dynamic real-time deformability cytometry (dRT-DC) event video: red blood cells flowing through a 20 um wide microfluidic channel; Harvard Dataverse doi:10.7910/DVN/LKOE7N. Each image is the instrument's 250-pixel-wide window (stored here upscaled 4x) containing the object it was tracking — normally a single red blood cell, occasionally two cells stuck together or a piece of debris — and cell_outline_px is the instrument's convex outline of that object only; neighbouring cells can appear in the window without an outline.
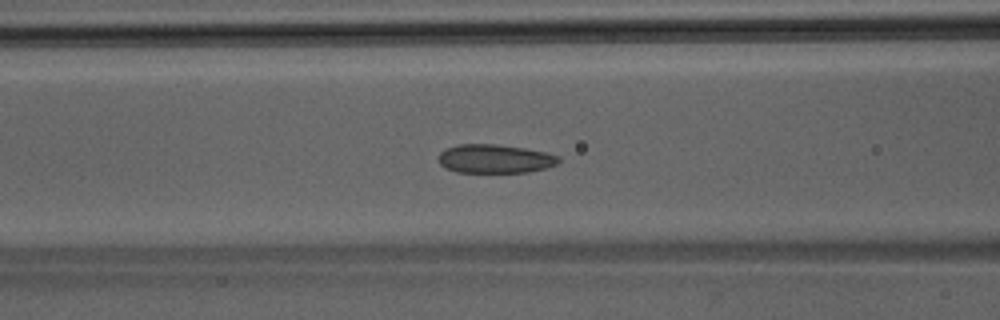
{"species": "Egyptian fruit bat (a non-hibernating species)", "species_latin": "Rousettus aegyptiacus", "temperature_condition": "room temperature", "stored_images_in_passage": 46, "camera_frame_rate_fps": 3000, "um_per_image_px": 0.085, "animal": {"sex": "male"}, "frame": {"image": 1, "passage_image": 19, "time_ms": 6.0, "image_size_px": [1000, 320], "cell_outline_px": [[560, 160], [556, 164], [548, 168], [528, 172], [456, 172], [444, 168], [440, 164], [436, 156], [440, 152], [448, 148], [460, 144], [496, 144], [524, 148], [548, 152], [560, 156]], "centroid_in_image_um": [42.07, 13.5], "position_along_channel_um": 124.5, "area_um2": 20.35}}
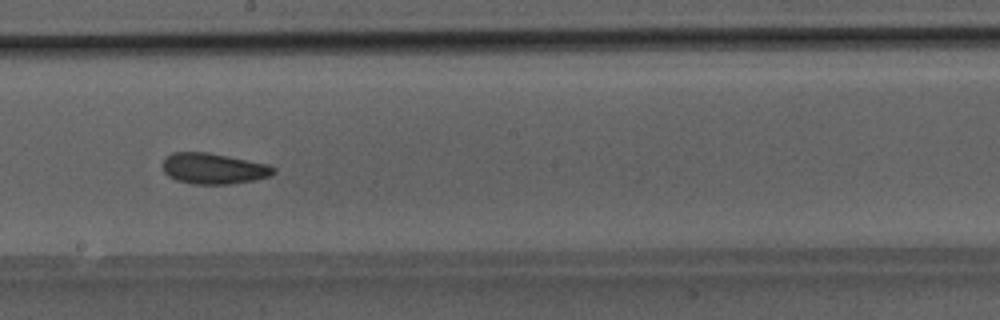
{"frame": {"image": 2, "passage_image": 26, "time_ms": 8.333, "image_size_px": [1000, 320], "cell_outline_px": [[276, 172], [268, 176], [256, 180], [232, 184], [192, 184], [176, 180], [168, 176], [164, 172], [164, 160], [172, 152], [208, 152], [268, 164], [276, 168]], "centroid_in_image_um": [18.17, 14.33], "position_along_channel_um": 230.0, "area_um2": 19.94}}
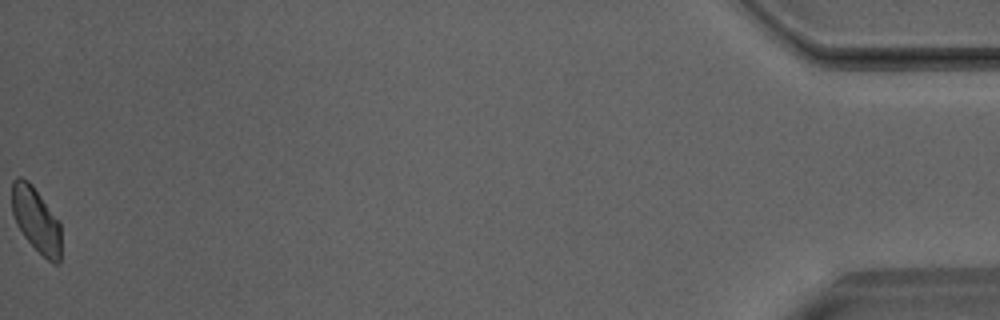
{"frame": {"image": 3, "passage_image": 46, "time_ms": 15.0, "image_size_px": [1000, 320], "cell_outline_px": [[60, 264], [56, 264], [48, 260], [24, 236], [16, 224], [12, 212], [12, 180], [16, 176], [20, 176], [28, 180], [32, 184], [60, 220]], "centroid_in_image_um": [3.07, 18.63], "position_along_channel_um": 432.1, "area_um2": 18.73}}